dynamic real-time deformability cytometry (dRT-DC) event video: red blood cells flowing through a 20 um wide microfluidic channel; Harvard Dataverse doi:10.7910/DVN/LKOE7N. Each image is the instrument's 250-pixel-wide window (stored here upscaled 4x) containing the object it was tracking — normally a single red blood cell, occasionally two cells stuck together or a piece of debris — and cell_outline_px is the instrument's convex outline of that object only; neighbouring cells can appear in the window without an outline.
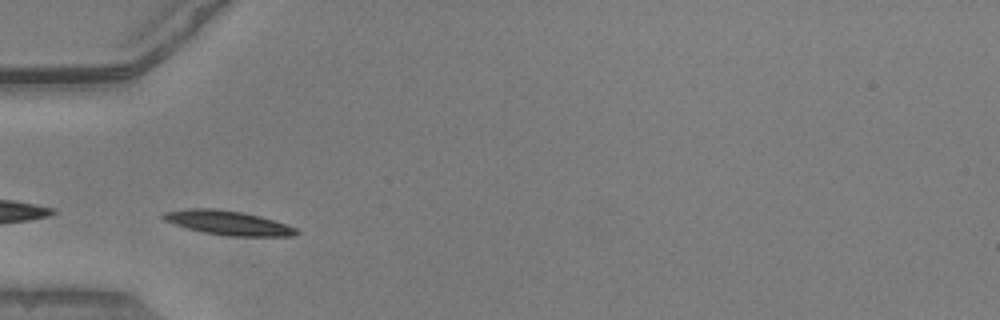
{"species": "common noctule bat (a hibernating species)", "species_latin": "Nyctalus noctula", "temperature_condition": "warm", "stored_images_in_passage": 28, "camera_frame_rate_fps": 3000, "um_per_image_px": 0.085, "animal": {"sex": "male", "body_mass_g": 20.5, "forearm_length_mm": 52.5}, "frame": {"image": 1, "passage_image": 1, "time_ms": 0.0, "image_size_px": [1000, 320], "cell_outline_px": [[300, 232], [296, 236], [224, 236], [204, 232], [188, 228], [164, 220], [160, 216], [164, 212], [184, 208], [216, 208], [240, 212], [260, 216], [296, 228]], "centroid_in_image_um": [19.36, 18.94], "position_along_channel_um": 65.6, "area_um2": 18.73}}
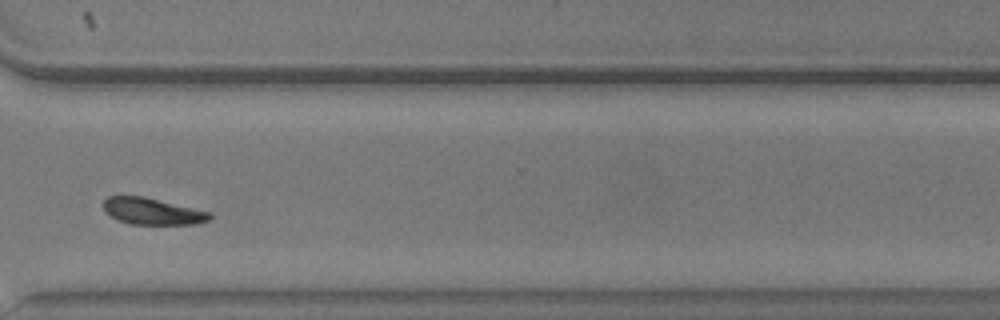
{"frame": {"image": 2, "passage_image": 24, "time_ms": 7.667, "image_size_px": [1000, 320], "cell_outline_px": [[212, 216], [208, 220], [196, 224], [128, 224], [104, 212], [104, 200], [108, 196], [144, 196], [212, 212]], "centroid_in_image_um": [12.97, 17.95], "position_along_channel_um": 357.6, "area_um2": 16.47}, "authors_computed_cell_mechanics": {"area_um2": 17.4267, "velocity_mm_per_s": 3.838, "shape_relaxation_time_tau1_ms": 2.5886, "shape_relaxation_time_tau2_ms": 6.7223, "deformation_change_tau1": 0.1005, "deformation_change_tau2": 0.0879}}